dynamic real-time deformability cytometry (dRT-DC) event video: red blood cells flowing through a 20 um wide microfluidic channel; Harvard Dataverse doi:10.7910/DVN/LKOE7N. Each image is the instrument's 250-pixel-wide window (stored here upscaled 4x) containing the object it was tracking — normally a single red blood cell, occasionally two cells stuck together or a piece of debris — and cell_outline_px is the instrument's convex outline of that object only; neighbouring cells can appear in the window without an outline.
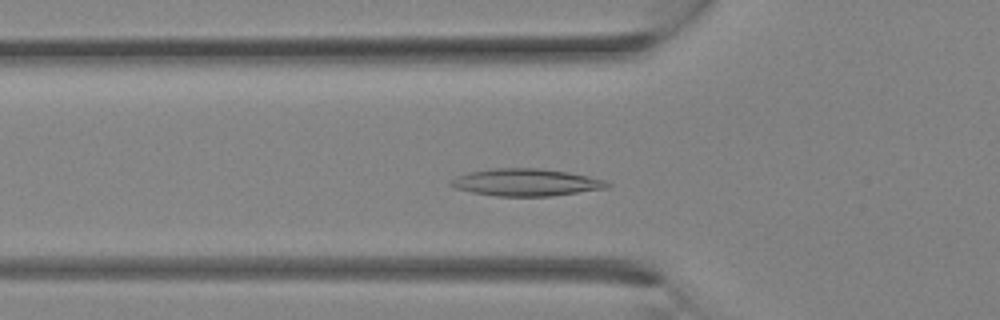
{"species": "Egyptian fruit bat (a non-hibernating species)", "species_latin": "Rousettus aegyptiacus", "temperature_condition": "room temperature", "stored_images_in_passage": 19, "camera_frame_rate_fps": 3000, "um_per_image_px": 0.085, "animal": {"sex": "female"}, "frame": {"image": 1, "passage_image": 9, "time_ms": 2.667, "image_size_px": [1000, 320], "cell_outline_px": [[612, 184], [608, 188], [552, 196], [496, 196], [472, 192], [456, 188], [448, 184], [448, 180], [456, 176], [468, 172], [488, 168], [540, 168], [568, 172], [588, 176], [604, 180]], "centroid_in_image_um": [44.68, 15.49], "position_along_channel_um": 81.1, "area_um2": 25.03}}
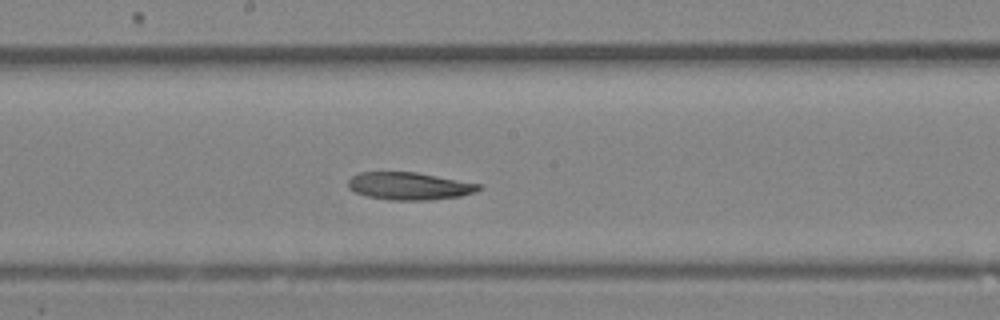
{"frame": {"image": 2, "passage_image": 15, "time_ms": 4.667, "image_size_px": [1000, 320], "cell_outline_px": [[484, 188], [476, 192], [460, 196], [432, 200], [388, 200], [364, 196], [348, 188], [348, 180], [352, 176], [360, 172], [416, 172], [480, 184]], "centroid_in_image_um": [34.79, 15.82], "position_along_channel_um": 213.4, "area_um2": 21.1}}
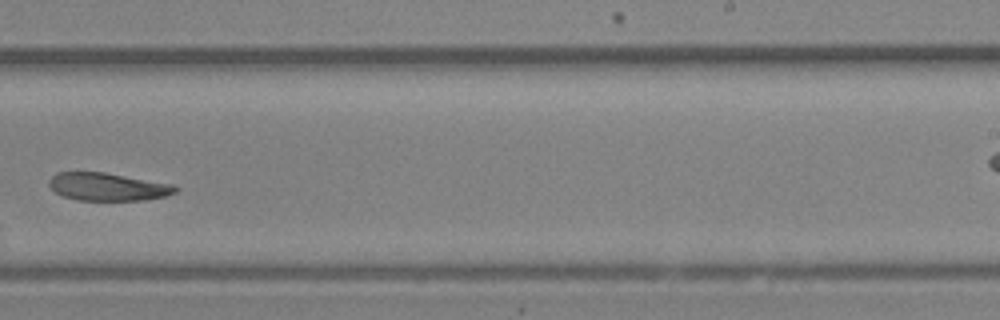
{"frame": {"image": 3, "passage_image": 18, "time_ms": 5.667, "image_size_px": [1000, 320], "cell_outline_px": [[180, 188], [176, 192], [164, 196], [144, 200], [76, 200], [64, 196], [56, 192], [48, 184], [48, 180], [56, 172], [104, 172], [172, 184]], "centroid_in_image_um": [9.15, 15.87], "position_along_channel_um": 279.9, "area_um2": 20.4}}